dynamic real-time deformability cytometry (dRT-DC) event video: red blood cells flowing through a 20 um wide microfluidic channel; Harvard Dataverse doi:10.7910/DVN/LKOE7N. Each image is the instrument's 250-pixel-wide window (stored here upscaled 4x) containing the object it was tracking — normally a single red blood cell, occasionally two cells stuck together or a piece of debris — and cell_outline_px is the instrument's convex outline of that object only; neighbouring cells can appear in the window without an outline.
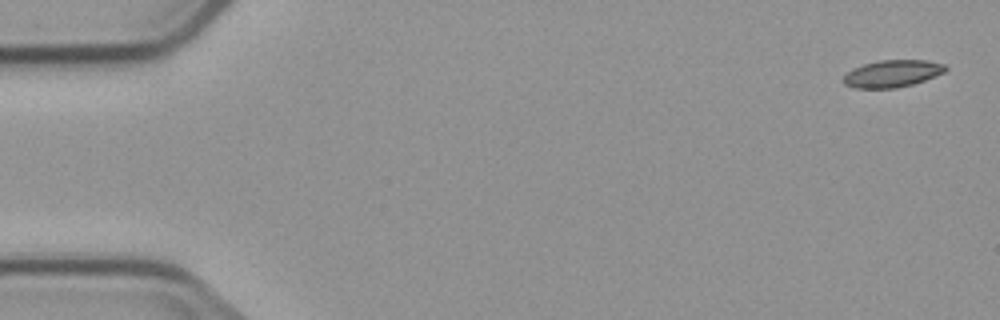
{"species": "common noctule bat (a hibernating species)", "species_latin": "Nyctalus noctula", "temperature_condition": "cold", "stored_images_in_passage": 5, "camera_frame_rate_fps": 3000, "um_per_image_px": 0.085, "animal": {"sex": "male", "body_mass_g": 23.1, "forearm_length_mm": 52.7}, "frame": {"image": 1, "passage_image": 1, "time_ms": 0.0, "image_size_px": [1000, 320], "cell_outline_px": [[948, 68], [944, 72], [924, 80], [912, 84], [896, 88], [852, 88], [844, 84], [840, 80], [852, 68], [864, 64], [880, 60], [928, 60], [944, 64]], "centroid_in_image_um": [75.81, 6.26], "position_along_channel_um": 9.2, "area_um2": 16.18}}
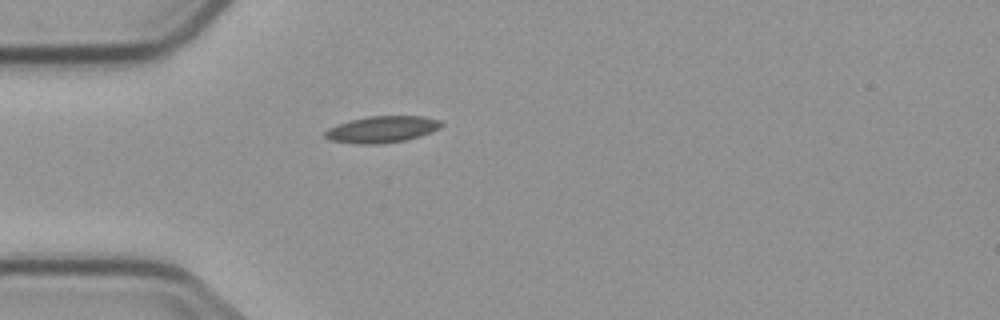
{"frame": {"image": 2, "passage_image": 5, "time_ms": 4.667, "image_size_px": [1000, 320], "cell_outline_px": [[444, 124], [440, 128], [432, 132], [420, 136], [404, 140], [380, 144], [360, 144], [328, 140], [324, 136], [324, 132], [328, 128], [348, 120], [368, 116], [424, 116], [440, 120]], "centroid_in_image_um": [32.47, 10.99], "position_along_channel_um": 52.5, "area_um2": 18.15}}